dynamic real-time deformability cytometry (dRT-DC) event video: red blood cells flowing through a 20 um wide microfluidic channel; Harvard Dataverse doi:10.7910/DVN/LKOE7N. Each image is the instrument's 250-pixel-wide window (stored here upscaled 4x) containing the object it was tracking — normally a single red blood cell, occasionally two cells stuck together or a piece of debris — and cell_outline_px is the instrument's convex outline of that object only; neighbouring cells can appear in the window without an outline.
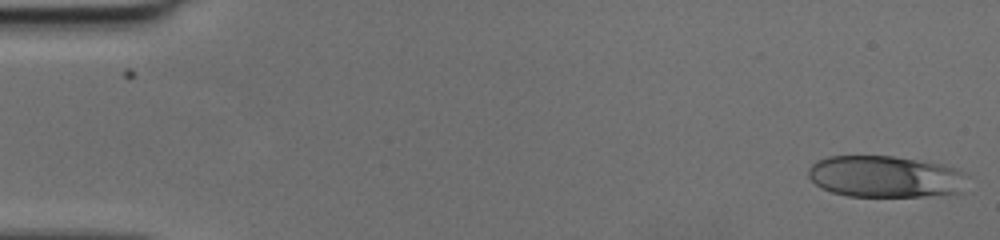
{"species": "human", "species_latin": "Homo sapiens", "temperature_condition": "cold", "stored_images_in_passage": 48, "camera_frame_rate_fps": 3000, "um_per_image_px": 0.085, "donor": {"sex": "female"}, "frame": {"image": 1, "passage_image": 1, "time_ms": 0.0, "image_size_px": [1000, 240], "cell_outline_px": [[968, 176], [960, 192], [924, 196], [848, 196], [832, 192], [820, 188], [808, 176], [808, 168], [816, 160], [828, 156], [892, 156], [940, 164], [964, 172]], "centroid_in_image_um": [75.2, 15.01], "position_along_channel_um": 9.8, "area_um2": 38.44}}
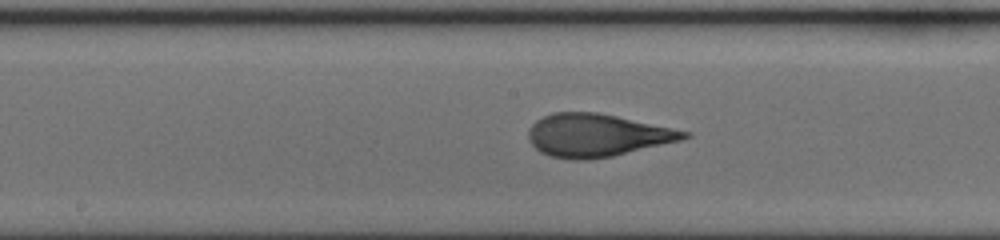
{"frame": {"image": 2, "passage_image": 25, "time_ms": 8.0, "image_size_px": [1000, 240], "cell_outline_px": [[692, 136], [680, 140], [612, 156], [584, 160], [572, 160], [548, 156], [540, 152], [532, 144], [528, 136], [528, 128], [536, 120], [552, 112], [596, 112], [616, 116], [692, 132]], "centroid_in_image_um": [50.71, 11.5], "position_along_channel_um": 197.5, "area_um2": 38.67}}
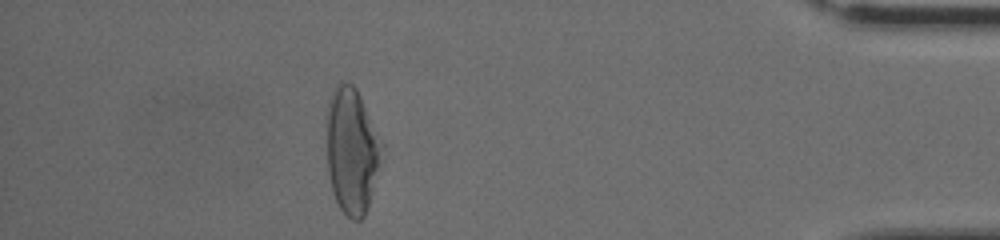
{"frame": {"image": 3, "passage_image": 43, "time_ms": 14.0, "image_size_px": [1000, 240], "cell_outline_px": [[384, 144], [368, 204], [364, 216], [360, 220], [352, 220], [340, 208], [332, 192], [328, 176], [324, 116], [328, 100], [336, 84], [344, 80], [352, 84], [356, 88]], "centroid_in_image_um": [29.84, 12.73], "position_along_channel_um": 405.4, "area_um2": 40.98}}